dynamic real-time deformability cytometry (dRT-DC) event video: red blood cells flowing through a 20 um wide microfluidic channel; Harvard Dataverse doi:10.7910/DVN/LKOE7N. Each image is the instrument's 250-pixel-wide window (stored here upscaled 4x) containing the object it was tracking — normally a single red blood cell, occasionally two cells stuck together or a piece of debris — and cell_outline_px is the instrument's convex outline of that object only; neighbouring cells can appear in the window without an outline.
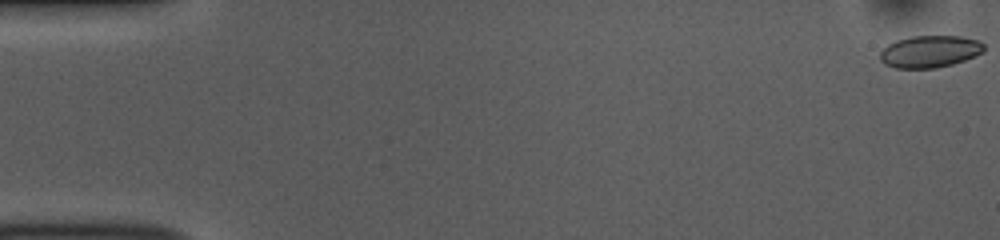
{"species": "common noctule bat (a hibernating species)", "species_latin": "Nyctalus noctula", "temperature_condition": "room temperature", "stored_images_in_passage": 5, "camera_frame_rate_fps": 3000, "um_per_image_px": 0.085, "animal": {"sex": "female", "body_mass_g": 10.0, "forearm_length_mm": 53.1}, "frame": {"image": 1, "passage_image": 1, "time_ms": 0.0, "image_size_px": [1000, 240], "cell_outline_px": [[984, 48], [980, 52], [964, 60], [952, 64], [936, 68], [896, 68], [884, 64], [880, 60], [880, 52], [888, 44], [896, 40], [912, 36], [960, 36], [980, 40], [984, 44]], "centroid_in_image_um": [79.0, 4.37], "position_along_channel_um": 6.0, "area_um2": 19.31}}